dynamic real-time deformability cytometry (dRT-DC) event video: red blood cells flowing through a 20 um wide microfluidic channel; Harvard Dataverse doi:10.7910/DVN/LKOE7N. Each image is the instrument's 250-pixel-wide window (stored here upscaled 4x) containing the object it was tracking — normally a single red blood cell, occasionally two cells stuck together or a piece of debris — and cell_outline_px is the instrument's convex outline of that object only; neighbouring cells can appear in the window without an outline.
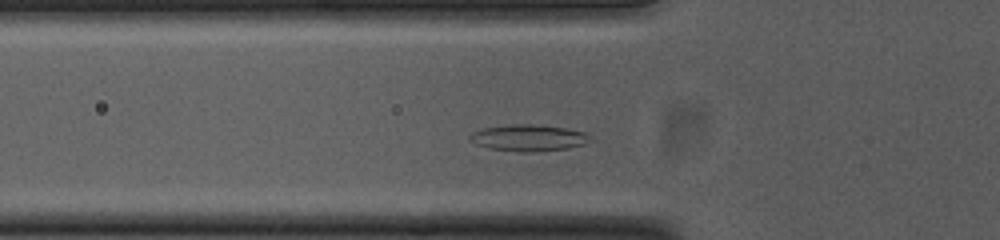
{"species": "common noctule bat (a hibernating species)", "species_latin": "Nyctalus noctula", "temperature_condition": "cold", "stored_images_in_passage": 41, "camera_frame_rate_fps": 3000, "um_per_image_px": 0.085, "animal": {"sex": "female", "body_mass_g": 23.0, "forearm_length_mm": 53.4}, "frame": {"image": 1, "passage_image": 9, "time_ms": 2.667, "image_size_px": [1000, 240], "cell_outline_px": [[592, 140], [584, 144], [568, 148], [532, 152], [520, 152], [492, 148], [476, 144], [468, 140], [468, 136], [472, 132], [484, 128], [516, 124], [532, 124], [564, 128], [588, 132], [592, 136]], "centroid_in_image_um": [44.97, 11.71], "position_along_channel_um": 80.8, "area_um2": 18.55}}
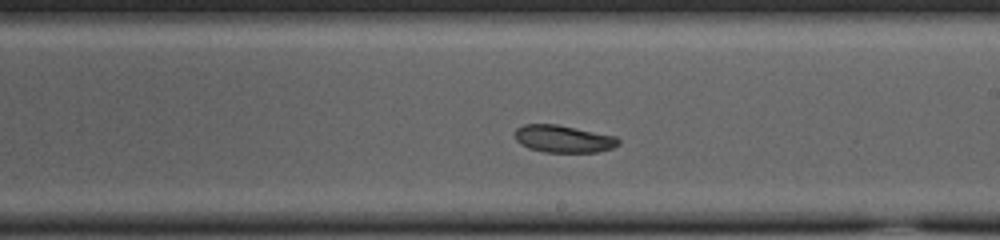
{"frame": {"image": 2, "passage_image": 22, "time_ms": 7.0, "image_size_px": [1000, 240], "cell_outline_px": [[620, 144], [612, 148], [596, 152], [544, 152], [528, 148], [520, 144], [516, 140], [516, 128], [524, 124], [556, 124], [616, 136], [620, 140]], "centroid_in_image_um": [47.89, 11.8], "position_along_channel_um": 241.1, "area_um2": 16.47}}
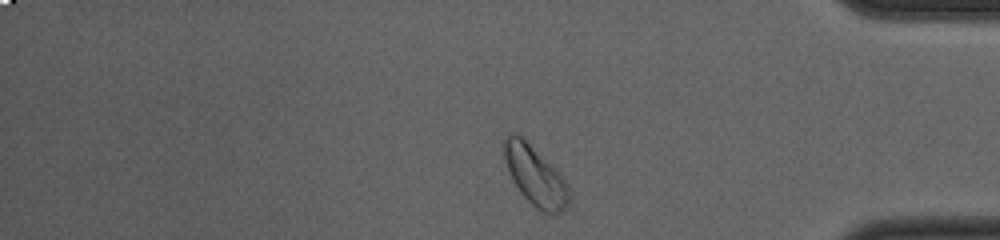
{"frame": {"image": 3, "passage_image": 36, "time_ms": 11.667, "image_size_px": [1000, 240], "cell_outline_px": [[568, 204], [560, 212], [552, 216], [536, 208], [520, 192], [512, 180], [504, 156], [504, 140], [512, 132], [516, 132], [568, 184]], "centroid_in_image_um": [45.47, 15.0], "position_along_channel_um": 389.7, "area_um2": 21.44}, "authors_computed_cell_mechanics": {"area_um2": 17.8024, "velocity_mm_per_s": 3.6972, "shape_relaxation_time_tau1_ms": 1.8664, "shape_relaxation_time_tau2_ms": 4.4623, "deformation_change_tau1": 0.0559, "deformation_change_tau2": 0.0827}}